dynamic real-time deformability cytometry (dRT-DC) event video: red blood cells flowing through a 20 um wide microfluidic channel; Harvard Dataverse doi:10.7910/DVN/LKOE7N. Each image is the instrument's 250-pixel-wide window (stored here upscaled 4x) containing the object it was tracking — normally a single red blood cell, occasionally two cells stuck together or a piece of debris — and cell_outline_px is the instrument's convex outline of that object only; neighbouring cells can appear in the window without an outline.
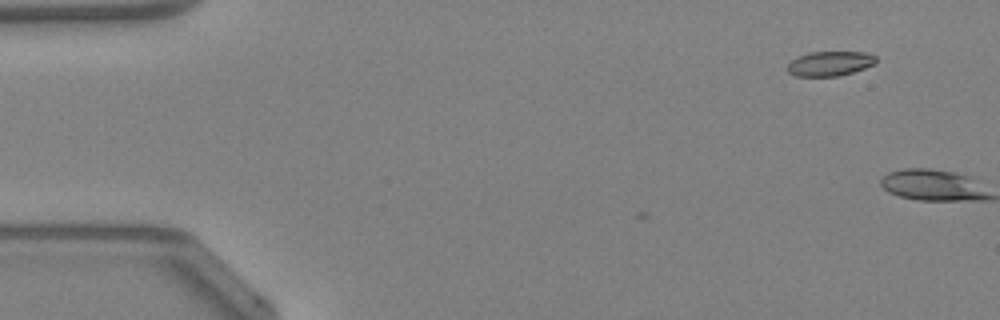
{"species": "Egyptian fruit bat (a non-hibernating species)", "species_latin": "Rousettus aegyptiacus", "temperature_condition": "warm", "stored_images_in_passage": 3, "camera_frame_rate_fps": 3000, "um_per_image_px": 0.085, "animal": {"sex": "female"}, "frame": {"image": 1, "passage_image": 1, "time_ms": 0.0, "image_size_px": [1000, 320], "cell_outline_px": [[876, 64], [840, 76], [796, 76], [788, 72], [788, 64], [792, 60], [808, 52], [864, 52], [876, 56]], "centroid_in_image_um": [70.56, 5.4], "position_along_channel_um": 14.4, "area_um2": 12.66}}